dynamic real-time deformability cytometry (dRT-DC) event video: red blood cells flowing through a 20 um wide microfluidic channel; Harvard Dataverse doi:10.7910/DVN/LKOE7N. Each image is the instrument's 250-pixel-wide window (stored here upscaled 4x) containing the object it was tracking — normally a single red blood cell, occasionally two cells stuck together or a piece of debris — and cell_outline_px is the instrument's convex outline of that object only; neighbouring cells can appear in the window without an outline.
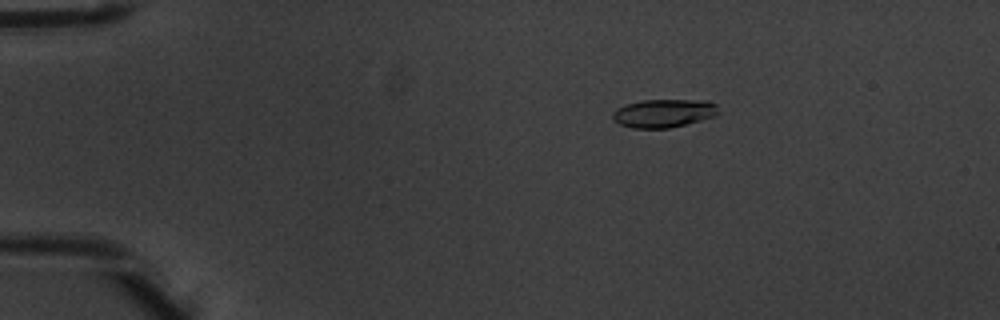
{"species": "common noctule bat (a hibernating species)", "species_latin": "Nyctalus noctula", "temperature_condition": "warm", "stored_images_in_passage": 5, "camera_frame_rate_fps": 3000, "um_per_image_px": 0.085, "animal": {"sex": "male", "body_mass_g": 20.1, "forearm_length_mm": 53.5}, "frame": {"image": 1, "passage_image": 3, "time_ms": 0.667, "image_size_px": [1000, 320], "cell_outline_px": [[720, 112], [716, 116], [668, 128], [632, 128], [620, 124], [612, 120], [612, 112], [616, 108], [624, 104], [644, 100], [708, 100], [716, 104]], "centroid_in_image_um": [56.4, 9.61], "position_along_channel_um": 28.6, "area_um2": 17.57}}